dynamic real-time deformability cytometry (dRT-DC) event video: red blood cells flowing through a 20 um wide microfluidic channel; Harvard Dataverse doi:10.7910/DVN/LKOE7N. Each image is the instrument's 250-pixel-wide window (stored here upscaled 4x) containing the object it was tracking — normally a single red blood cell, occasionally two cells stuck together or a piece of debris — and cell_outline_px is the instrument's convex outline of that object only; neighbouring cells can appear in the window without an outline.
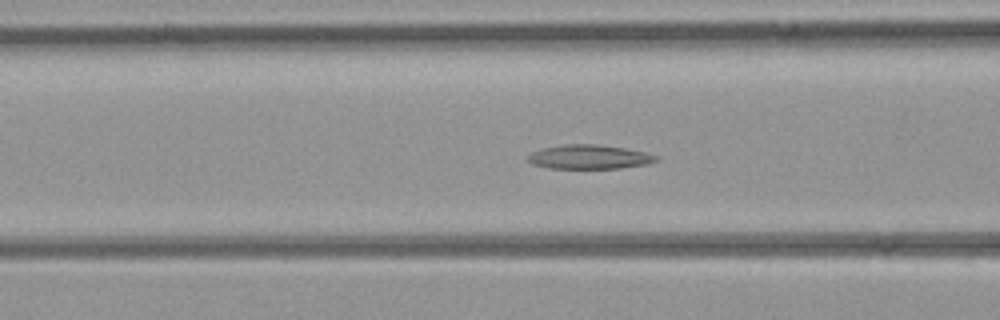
{"species": "common noctule bat (a hibernating species)", "species_latin": "Nyctalus noctula", "temperature_condition": "room temperature", "stored_images_in_passage": 40, "camera_frame_rate_fps": 3000, "um_per_image_px": 0.085, "animal": {"sex": "female", "body_mass_g": 21.9}, "frame": {"image": 1, "passage_image": 13, "time_ms": 4.0, "image_size_px": [1000, 320], "cell_outline_px": [[660, 160], [648, 164], [620, 168], [548, 168], [532, 164], [528, 160], [528, 156], [532, 152], [540, 148], [564, 144], [600, 144], [624, 148], [644, 152], [660, 156]], "centroid_in_image_um": [50.11, 13.33], "position_along_channel_um": 116.5, "area_um2": 18.21}}
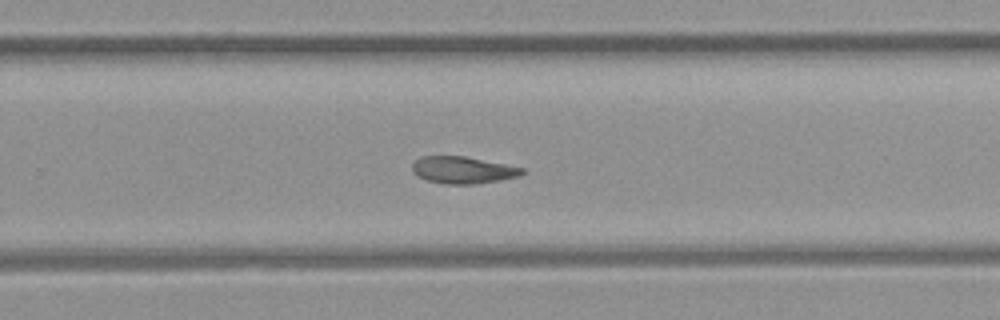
{"frame": {"image": 2, "passage_image": 24, "time_ms": 7.667, "image_size_px": [1000, 320], "cell_outline_px": [[524, 172], [516, 176], [500, 180], [476, 184], [444, 184], [428, 180], [416, 176], [412, 172], [412, 164], [420, 156], [464, 156], [524, 168]], "centroid_in_image_um": [39.28, 14.45], "position_along_channel_um": 290.5, "area_um2": 17.17}}
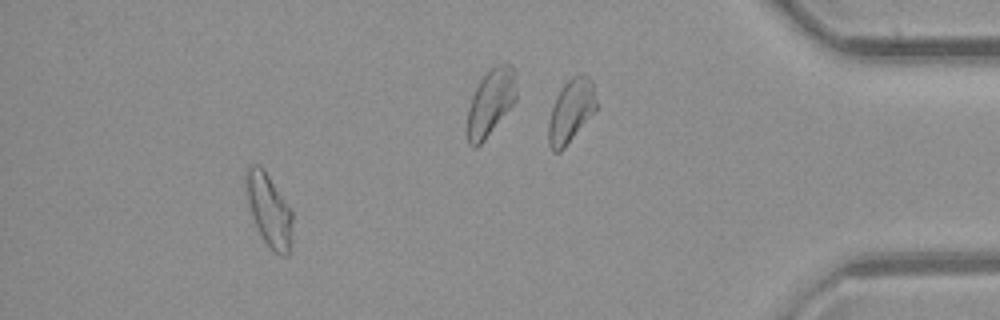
{"frame": {"image": 3, "passage_image": 36, "time_ms": 11.667, "image_size_px": [1000, 320], "cell_outline_px": [[292, 240], [288, 256], [280, 256], [264, 240], [256, 224], [244, 188], [244, 168], [248, 164], [260, 164], [292, 212]], "centroid_in_image_um": [22.84, 17.8], "position_along_channel_um": 412.4, "area_um2": 19.42}}